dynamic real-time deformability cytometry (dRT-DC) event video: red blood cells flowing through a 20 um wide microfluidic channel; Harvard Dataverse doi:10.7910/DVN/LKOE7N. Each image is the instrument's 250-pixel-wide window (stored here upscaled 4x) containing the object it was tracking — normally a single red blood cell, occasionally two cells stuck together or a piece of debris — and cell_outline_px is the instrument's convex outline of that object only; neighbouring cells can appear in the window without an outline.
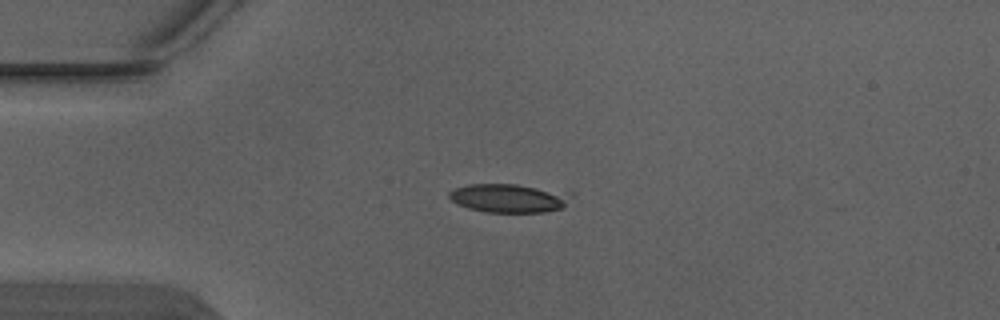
{"species": "Egyptian fruit bat (a non-hibernating species)", "species_latin": "Rousettus aegyptiacus", "temperature_condition": "warm", "stored_images_in_passage": 3, "camera_frame_rate_fps": 3000, "um_per_image_px": 0.085, "animal": {"sex": "male"}, "frame": {"image": 1, "passage_image": 2, "time_ms": 0.333, "image_size_px": [1000, 320], "cell_outline_px": [[572, 192], [564, 208], [544, 212], [484, 212], [468, 208], [456, 204], [448, 196], [448, 192], [456, 188], [468, 184], [516, 184]], "centroid_in_image_um": [43.26, 16.84], "position_along_channel_um": 41.7, "area_um2": 20.52}}